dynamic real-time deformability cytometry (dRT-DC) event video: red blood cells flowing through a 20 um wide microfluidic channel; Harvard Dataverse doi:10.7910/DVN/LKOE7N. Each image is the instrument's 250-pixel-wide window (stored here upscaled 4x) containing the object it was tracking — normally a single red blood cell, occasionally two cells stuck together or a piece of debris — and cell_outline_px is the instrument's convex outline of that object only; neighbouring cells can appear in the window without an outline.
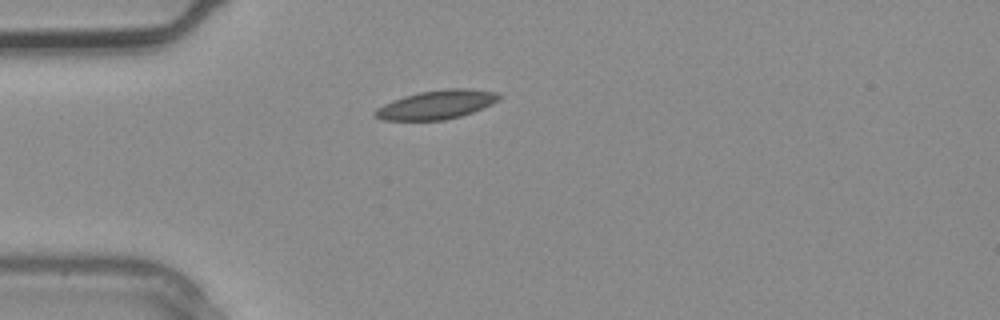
{"species": "common noctule bat (a hibernating species)", "species_latin": "Nyctalus noctula", "temperature_condition": "warm", "stored_images_in_passage": 1, "camera_frame_rate_fps": 3000, "um_per_image_px": 0.085, "animal": {"sex": "male", "body_mass_g": 20.4}, "frame": {"image": 1, "passage_image": 1, "time_ms": 0.0, "image_size_px": [1000, 320], "cell_outline_px": [[504, 96], [500, 100], [492, 104], [472, 112], [460, 116], [444, 120], [384, 120], [372, 116], [372, 112], [376, 108], [392, 100], [404, 96], [420, 92], [448, 88], [468, 88], [496, 92]], "centroid_in_image_um": [37.11, 8.89], "position_along_channel_um": 47.9, "area_um2": 20.98}}